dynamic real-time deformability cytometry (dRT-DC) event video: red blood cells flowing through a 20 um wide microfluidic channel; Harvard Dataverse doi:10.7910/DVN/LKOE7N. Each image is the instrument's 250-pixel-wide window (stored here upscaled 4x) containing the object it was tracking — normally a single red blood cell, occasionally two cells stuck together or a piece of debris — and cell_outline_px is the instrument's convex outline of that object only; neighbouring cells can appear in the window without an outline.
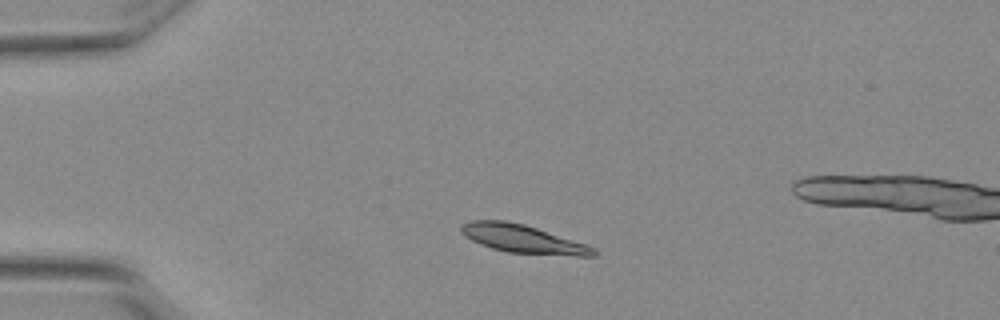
{"species": "Egyptian fruit bat (a non-hibernating species)", "species_latin": "Rousettus aegyptiacus", "temperature_condition": "warm", "stored_images_in_passage": 3, "camera_frame_rate_fps": 3000, "um_per_image_px": 0.085, "animal": {"sex": "female"}, "frame": {"image": 1, "passage_image": 1, "time_ms": 0.0, "image_size_px": [1000, 320], "cell_outline_px": [[600, 252], [596, 256], [576, 256], [508, 252], [492, 248], [480, 244], [464, 236], [460, 232], [460, 224], [472, 220], [504, 220], [524, 224], [596, 248]], "centroid_in_image_um": [44.42, 20.31], "position_along_channel_um": 40.6, "area_um2": 21.68}}
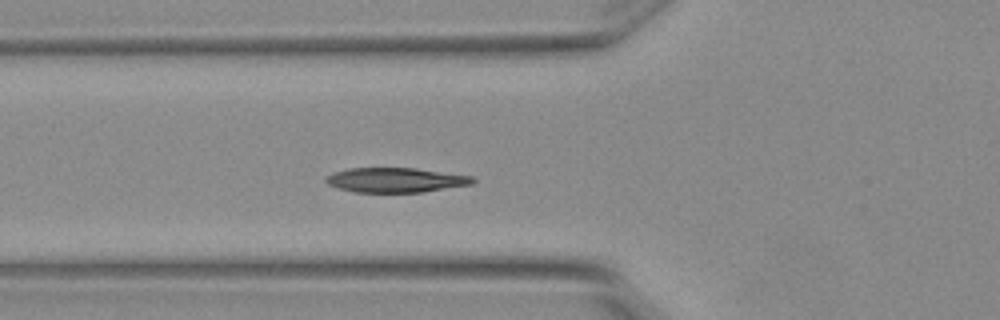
{"frame": {"image": 2, "passage_image": 3, "time_ms": 0.667, "image_size_px": [1000, 320], "cell_outline_px": [[476, 180], [472, 184], [420, 192], [352, 192], [328, 184], [324, 180], [324, 176], [332, 172], [348, 168], [416, 168], [472, 176]], "centroid_in_image_um": [33.57, 15.29], "position_along_channel_um": 92.2, "area_um2": 21.1}}